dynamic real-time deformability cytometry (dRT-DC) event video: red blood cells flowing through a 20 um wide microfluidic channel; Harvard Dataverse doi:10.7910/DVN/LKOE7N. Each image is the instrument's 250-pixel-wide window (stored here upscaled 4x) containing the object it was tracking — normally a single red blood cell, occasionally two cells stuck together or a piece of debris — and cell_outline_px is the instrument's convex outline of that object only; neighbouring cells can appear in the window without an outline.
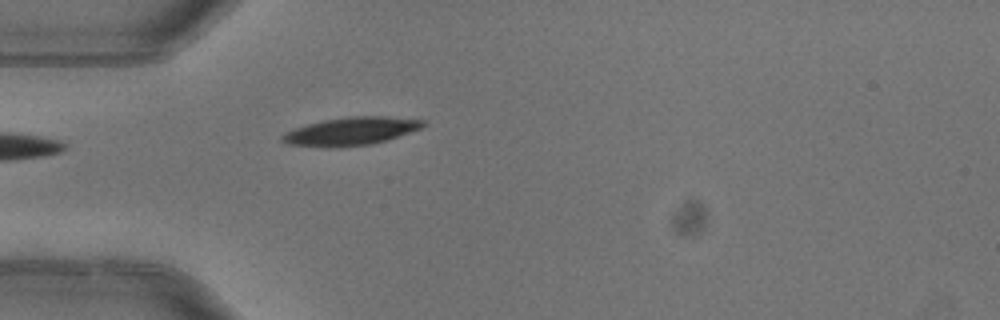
{"species": "common noctule bat (a hibernating species)", "species_latin": "Nyctalus noctula", "temperature_condition": "warm", "stored_images_in_passage": 4, "camera_frame_rate_fps": 3000, "um_per_image_px": 0.085, "animal": {"sex": "female"}, "frame": {"image": 1, "passage_image": 4, "time_ms": 1.0, "image_size_px": [1000, 320], "cell_outline_px": [[428, 124], [424, 128], [388, 140], [372, 144], [332, 148], [328, 148], [288, 144], [280, 140], [280, 136], [284, 132], [308, 124], [324, 120], [348, 116], [388, 116], [424, 120]], "centroid_in_image_um": [29.88, 11.16], "position_along_channel_um": 55.1, "area_um2": 23.41}}